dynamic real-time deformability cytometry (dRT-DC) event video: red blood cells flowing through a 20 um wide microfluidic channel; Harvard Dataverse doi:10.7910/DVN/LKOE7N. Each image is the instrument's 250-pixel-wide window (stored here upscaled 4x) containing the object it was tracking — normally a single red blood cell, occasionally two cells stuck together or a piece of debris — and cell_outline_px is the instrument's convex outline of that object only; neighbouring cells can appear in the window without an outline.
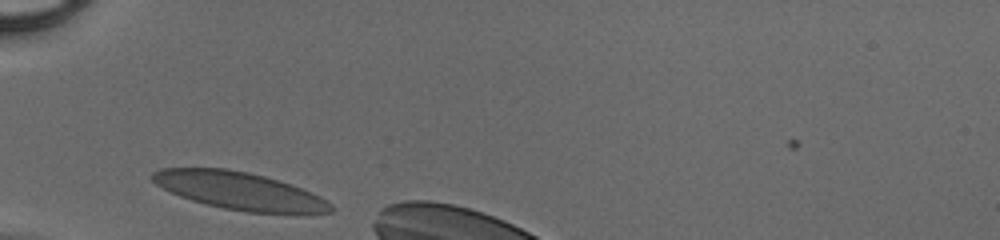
{"species": "human", "species_latin": "Homo sapiens", "temperature_condition": "cold", "stored_images_in_passage": 25, "camera_frame_rate_fps": 3000, "um_per_image_px": 0.085, "donor": {"sex": "male"}, "frame": {"image": 1, "passage_image": 1, "time_ms": 0.0, "image_size_px": [1000, 240], "cell_outline_px": [[332, 212], [300, 216], [248, 212], [224, 208], [192, 200], [180, 196], [156, 184], [148, 176], [152, 172], [160, 168], [228, 168], [248, 172], [264, 176], [292, 184], [320, 196], [332, 204]], "centroid_in_image_um": [20.44, 16.25], "position_along_channel_um": 64.6, "area_um2": 39.71}}
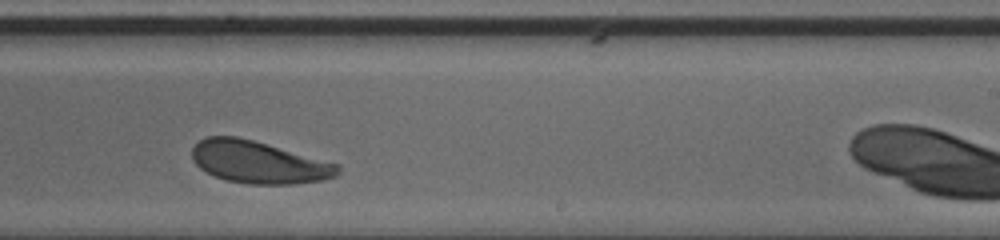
{"frame": {"image": 2, "passage_image": 16, "time_ms": 5.0, "image_size_px": [1000, 240], "cell_outline_px": [[340, 172], [336, 176], [324, 180], [296, 184], [248, 184], [228, 180], [216, 176], [200, 168], [192, 160], [192, 148], [204, 136], [236, 136], [252, 140], [340, 164]], "centroid_in_image_um": [22.0, 13.79], "position_along_channel_um": 267.0, "area_um2": 35.84}}
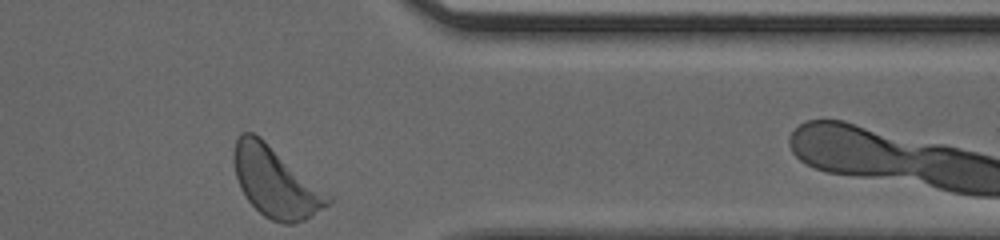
{"frame": {"image": 3, "passage_image": 25, "time_ms": 8.0, "image_size_px": [1000, 240], "cell_outline_px": [[332, 200], [328, 204], [312, 216], [304, 220], [292, 224], [284, 224], [272, 220], [264, 216], [248, 200], [240, 188], [236, 176], [232, 160], [232, 152], [236, 140], [240, 132], [252, 132], [260, 136], [332, 196]], "centroid_in_image_um": [23.4, 15.46], "position_along_channel_um": 388.0, "area_um2": 38.44}}